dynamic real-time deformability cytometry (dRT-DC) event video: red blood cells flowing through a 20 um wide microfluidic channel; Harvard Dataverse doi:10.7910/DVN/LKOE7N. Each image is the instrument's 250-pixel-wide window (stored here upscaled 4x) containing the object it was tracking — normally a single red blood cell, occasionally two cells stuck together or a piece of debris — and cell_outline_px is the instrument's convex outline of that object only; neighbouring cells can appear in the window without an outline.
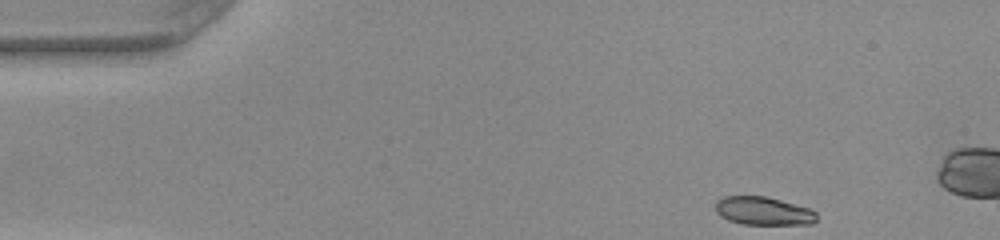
{"species": "common noctule bat (a hibernating species)", "species_latin": "Nyctalus noctula", "temperature_condition": "warm", "stored_images_in_passage": 36, "camera_frame_rate_fps": 3000, "um_per_image_px": 0.085, "animal": {"sex": "female", "body_mass_g": 22.0, "forearm_length_mm": 56.7}, "frame": {"image": 1, "passage_image": 1, "time_ms": 0.0, "image_size_px": [1000, 240], "cell_outline_px": [[816, 220], [812, 224], [740, 224], [728, 220], [720, 216], [716, 212], [716, 200], [724, 196], [764, 196], [780, 200], [808, 208], [816, 212]], "centroid_in_image_um": [64.85, 17.93], "position_along_channel_um": 20.2, "area_um2": 16.59}}
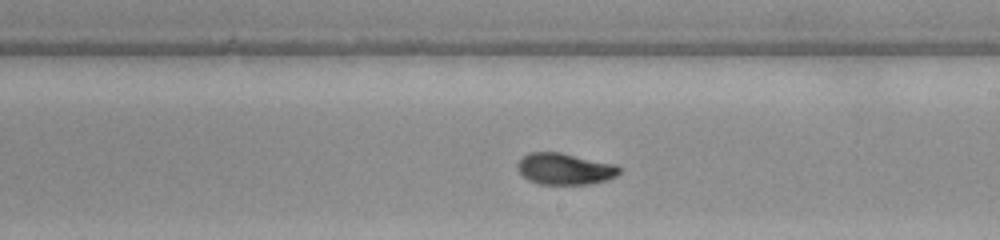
{"frame": {"image": 2, "passage_image": 24, "time_ms": 7.667, "image_size_px": [1000, 240], "cell_outline_px": [[620, 172], [616, 176], [608, 180], [588, 184], [540, 184], [528, 180], [516, 168], [516, 164], [524, 156], [532, 152], [560, 152], [616, 164], [620, 168]], "centroid_in_image_um": [48.02, 14.35], "position_along_channel_um": 241.0, "area_um2": 18.67}}
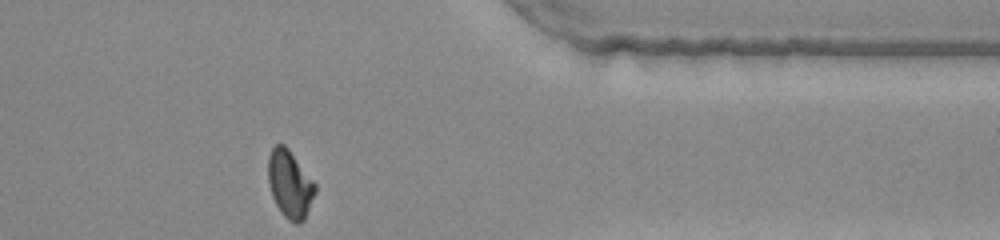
{"frame": {"image": 3, "passage_image": 36, "time_ms": 11.667, "image_size_px": [1000, 240], "cell_outline_px": [[316, 192], [304, 220], [300, 224], [296, 224], [288, 220], [280, 212], [272, 196], [268, 184], [268, 156], [272, 148], [276, 144], [284, 144], [288, 148], [316, 184]], "centroid_in_image_um": [24.63, 15.67], "position_along_channel_um": 386.8, "area_um2": 18.61}, "authors_computed_cell_mechanics": {"area_um2": 18.4382, "velocity_mm_per_s": 4.0686, "shape_relaxation_time_tau1_ms": 3.3437, "shape_relaxation_time_tau2_ms": 1.7994, "deformation_change_tau1": 0.1701, "deformation_change_tau2": 0.0549}}